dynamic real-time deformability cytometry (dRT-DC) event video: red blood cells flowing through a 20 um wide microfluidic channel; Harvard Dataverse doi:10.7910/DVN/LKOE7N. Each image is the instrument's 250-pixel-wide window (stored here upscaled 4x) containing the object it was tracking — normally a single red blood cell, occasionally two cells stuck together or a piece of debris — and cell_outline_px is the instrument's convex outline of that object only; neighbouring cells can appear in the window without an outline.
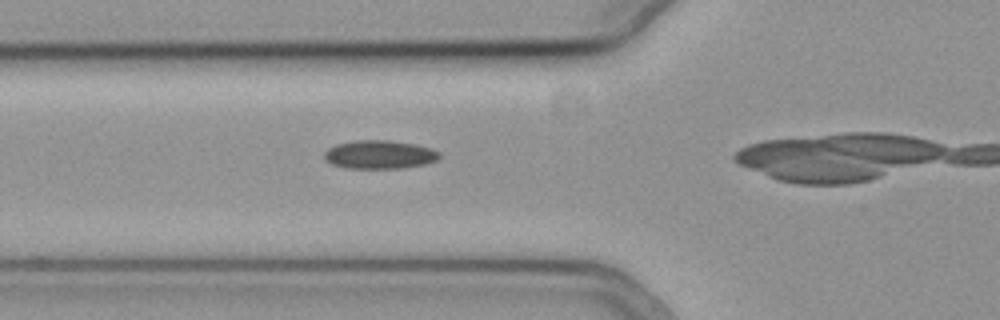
{"species": "common noctule bat (a hibernating species)", "species_latin": "Nyctalus noctula", "temperature_condition": "cold", "stored_images_in_passage": 33, "camera_frame_rate_fps": 3000, "um_per_image_px": 0.085, "animal": {"sex": "female", "body_mass_g": 19.3, "forearm_length_mm": 54.1}, "frame": {"image": 1, "passage_image": 6, "time_ms": 1.667, "image_size_px": [1000, 320], "cell_outline_px": [[440, 156], [436, 160], [424, 164], [400, 168], [348, 168], [332, 164], [324, 160], [324, 152], [328, 148], [336, 144], [352, 140], [388, 140], [416, 144], [432, 148], [440, 152]], "centroid_in_image_um": [32.24, 13.12], "position_along_channel_um": 93.6, "area_um2": 19.19}}